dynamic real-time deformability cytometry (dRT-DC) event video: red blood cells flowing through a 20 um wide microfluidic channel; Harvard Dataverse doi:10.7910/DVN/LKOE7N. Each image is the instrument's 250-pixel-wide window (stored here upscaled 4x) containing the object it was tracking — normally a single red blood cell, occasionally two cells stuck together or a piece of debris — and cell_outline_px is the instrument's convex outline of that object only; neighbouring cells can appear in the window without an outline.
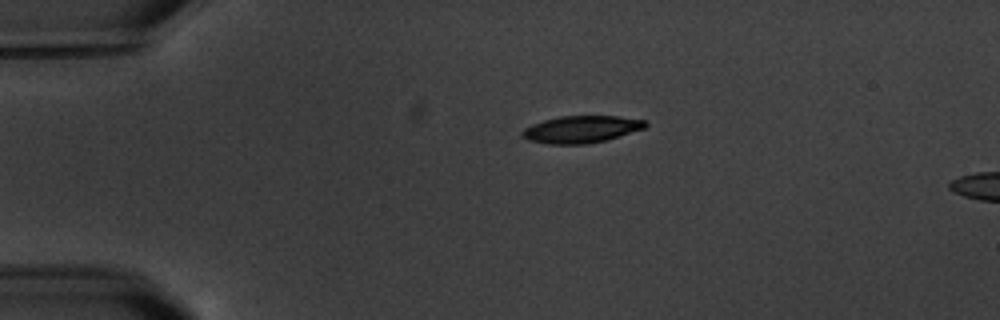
{"species": "common noctule bat (a hibernating species)", "species_latin": "Nyctalus noctula", "temperature_condition": "warm", "stored_images_in_passage": 2, "camera_frame_rate_fps": 3000, "um_per_image_px": 0.085, "animal": {"sex": "male", "body_mass_g": 20.1, "forearm_length_mm": 53.5}, "frame": {"image": 1, "passage_image": 1, "time_ms": 0.0, "image_size_px": [1000, 320], "cell_outline_px": [[648, 124], [644, 128], [604, 140], [588, 144], [548, 144], [528, 140], [520, 136], [520, 132], [524, 128], [532, 124], [544, 120], [560, 116], [620, 116], [644, 120]], "centroid_in_image_um": [49.35, 10.99], "position_along_channel_um": 35.7, "area_um2": 19.36}}